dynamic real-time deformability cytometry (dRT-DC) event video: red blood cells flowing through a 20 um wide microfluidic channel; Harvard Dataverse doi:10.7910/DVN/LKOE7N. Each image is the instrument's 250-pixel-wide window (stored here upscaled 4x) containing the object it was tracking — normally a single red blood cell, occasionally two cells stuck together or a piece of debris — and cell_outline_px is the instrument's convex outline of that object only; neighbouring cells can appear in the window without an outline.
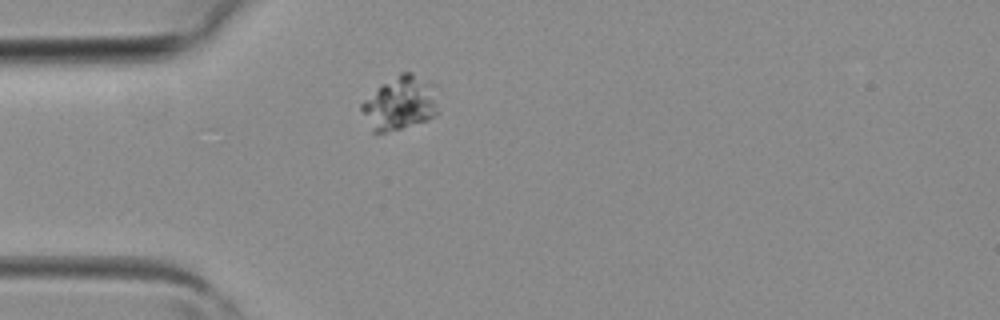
{"species": "common noctule bat (a hibernating species)", "species_latin": "Nyctalus noctula", "temperature_condition": "room temperature", "stored_images_in_passage": 1, "camera_frame_rate_fps": 3000, "um_per_image_px": 0.085, "animal": {"sex": "female", "body_mass_g": 19.3, "forearm_length_mm": 54.1}, "frame": {"image": 1, "passage_image": 1, "time_ms": 0.0, "image_size_px": [1000, 320], "cell_outline_px": [[440, 112], [436, 116], [428, 120], [400, 128], [384, 132], [372, 132], [360, 108], [360, 104], [380, 84], [400, 72], [412, 72], [436, 84]], "centroid_in_image_um": [34.07, 8.74], "position_along_channel_um": 50.9, "area_um2": 24.62}}